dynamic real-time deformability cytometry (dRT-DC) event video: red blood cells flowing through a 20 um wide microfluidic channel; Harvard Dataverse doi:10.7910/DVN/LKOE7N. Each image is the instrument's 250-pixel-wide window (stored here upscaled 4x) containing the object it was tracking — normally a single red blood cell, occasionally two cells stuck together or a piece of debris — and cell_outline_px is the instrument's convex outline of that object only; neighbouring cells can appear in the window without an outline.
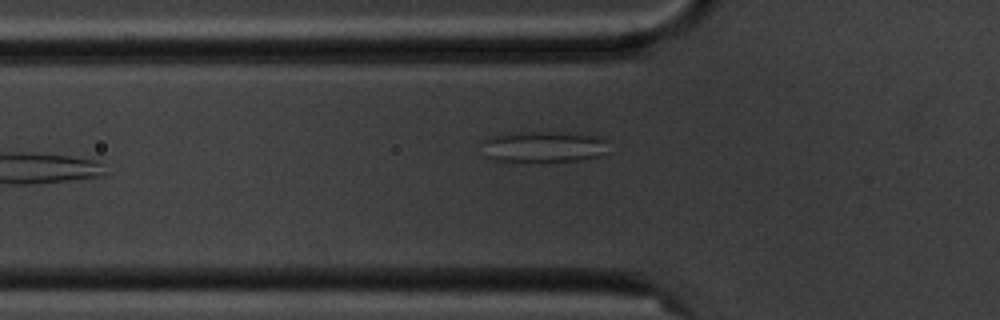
{"species": "common noctule bat (a hibernating species)", "species_latin": "Nyctalus noctula", "temperature_condition": "cold", "stored_images_in_passage": 11, "camera_frame_rate_fps": 3000, "um_per_image_px": 0.085, "animal": {"sex": "male", "body_mass_g": 20.1, "forearm_length_mm": 53.5}, "frame": {"image": 1, "passage_image": 5, "time_ms": 5.667, "image_size_px": [1000, 320], "cell_outline_px": [[608, 152], [596, 156], [580, 160], [496, 160], [484, 156], [480, 140], [488, 136], [520, 132], [560, 132], [596, 136], [604, 140]], "centroid_in_image_um": [46.11, 12.45], "position_along_channel_um": 79.7, "area_um2": 22.54}}
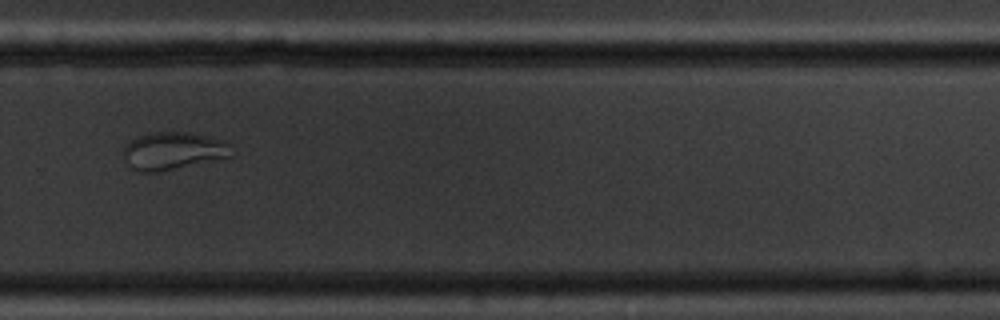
{"frame": {"image": 2, "passage_image": 11, "time_ms": 12.333, "image_size_px": [1000, 320], "cell_outline_px": [[236, 152], [232, 156], [160, 172], [140, 172], [128, 168], [124, 164], [124, 148], [132, 140], [140, 136], [152, 132], [188, 132], [208, 136], [228, 144]], "centroid_in_image_um": [14.69, 12.85], "position_along_channel_um": 315.1, "area_um2": 23.76}}